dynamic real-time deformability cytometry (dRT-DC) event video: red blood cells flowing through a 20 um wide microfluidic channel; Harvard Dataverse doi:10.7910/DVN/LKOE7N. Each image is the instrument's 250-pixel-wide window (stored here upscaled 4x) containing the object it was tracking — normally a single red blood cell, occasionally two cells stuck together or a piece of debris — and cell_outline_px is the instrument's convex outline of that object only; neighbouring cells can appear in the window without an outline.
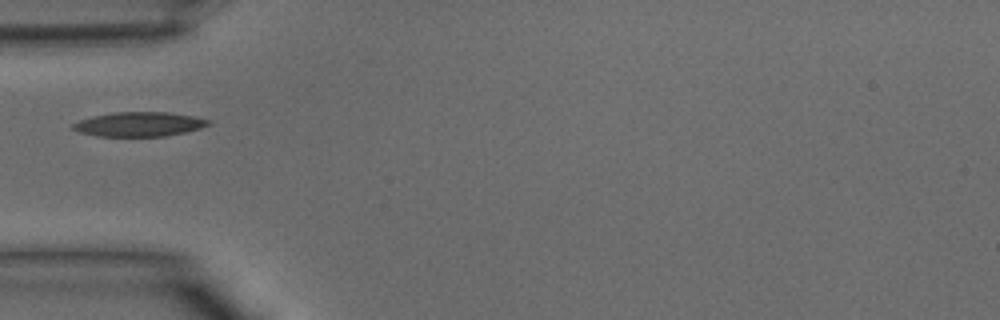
{"species": "common noctule bat (a hibernating species)", "species_latin": "Nyctalus noctula", "temperature_condition": "warm", "stored_images_in_passage": 28, "camera_frame_rate_fps": 3000, "um_per_image_px": 0.085, "animal": {"sex": "male", "body_mass_g": 15.6}, "frame": {"image": 1, "passage_image": 1, "time_ms": 0.0, "image_size_px": [1000, 320], "cell_outline_px": [[212, 124], [200, 128], [184, 132], [164, 136], [100, 136], [80, 132], [72, 128], [72, 124], [80, 120], [92, 116], [112, 112], [168, 112], [192, 116], [212, 120]], "centroid_in_image_um": [11.85, 10.55], "position_along_channel_um": 73.1, "area_um2": 19.19}}
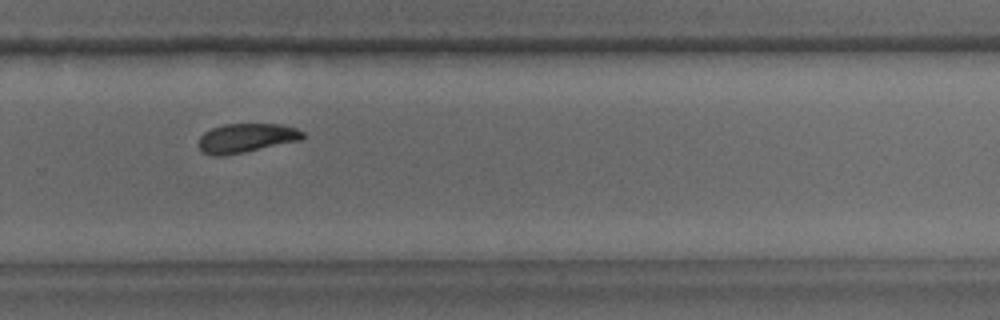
{"frame": {"image": 2, "passage_image": 15, "time_ms": 4.667, "image_size_px": [1000, 320], "cell_outline_px": [[304, 136], [300, 140], [244, 152], [224, 156], [212, 156], [204, 152], [196, 144], [200, 136], [204, 132], [212, 128], [224, 124], [280, 124], [296, 128], [304, 132]], "centroid_in_image_um": [20.89, 11.73], "position_along_channel_um": 308.9, "area_um2": 17.69}}
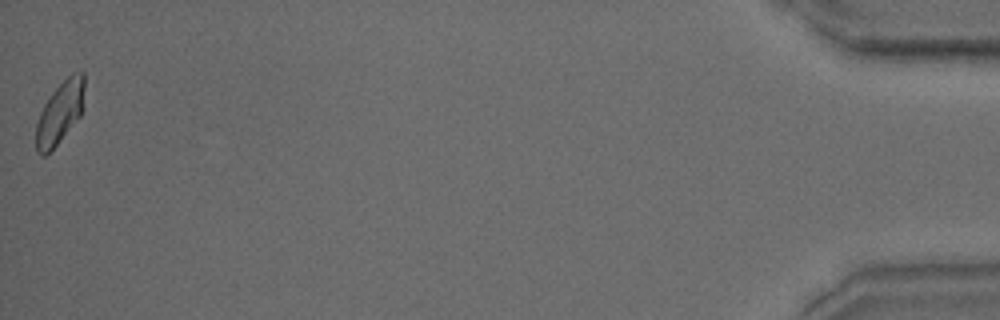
{"frame": {"image": 3, "passage_image": 28, "time_ms": 9.0, "image_size_px": [1000, 320], "cell_outline_px": [[84, 88], [80, 116], [56, 144], [44, 156], [40, 156], [36, 152], [36, 124], [40, 112], [44, 104], [52, 92], [72, 72], [84, 72]], "centroid_in_image_um": [5.07, 9.56], "position_along_channel_um": 430.1, "area_um2": 17.17}}